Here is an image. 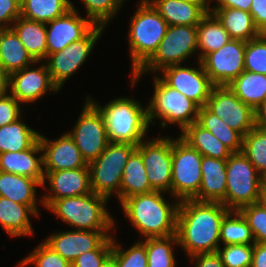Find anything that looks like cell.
I'll return each instance as SVG.
<instances>
[{
	"instance_id": "681fc988",
	"label": "cell",
	"mask_w": 266,
	"mask_h": 267,
	"mask_svg": "<svg viewBox=\"0 0 266 267\" xmlns=\"http://www.w3.org/2000/svg\"><path fill=\"white\" fill-rule=\"evenodd\" d=\"M250 14L259 32L266 34V0H252Z\"/></svg>"
},
{
	"instance_id": "4316f807",
	"label": "cell",
	"mask_w": 266,
	"mask_h": 267,
	"mask_svg": "<svg viewBox=\"0 0 266 267\" xmlns=\"http://www.w3.org/2000/svg\"><path fill=\"white\" fill-rule=\"evenodd\" d=\"M39 215L29 206L0 196V225L11 237L33 235L30 216Z\"/></svg>"
},
{
	"instance_id": "db71d44e",
	"label": "cell",
	"mask_w": 266,
	"mask_h": 267,
	"mask_svg": "<svg viewBox=\"0 0 266 267\" xmlns=\"http://www.w3.org/2000/svg\"><path fill=\"white\" fill-rule=\"evenodd\" d=\"M255 128L266 132V96L254 110Z\"/></svg>"
},
{
	"instance_id": "9c48e42d",
	"label": "cell",
	"mask_w": 266,
	"mask_h": 267,
	"mask_svg": "<svg viewBox=\"0 0 266 267\" xmlns=\"http://www.w3.org/2000/svg\"><path fill=\"white\" fill-rule=\"evenodd\" d=\"M137 146L128 143L109 142L103 153L88 164L92 192L106 197L113 195L119 200L123 170Z\"/></svg>"
},
{
	"instance_id": "ba28073f",
	"label": "cell",
	"mask_w": 266,
	"mask_h": 267,
	"mask_svg": "<svg viewBox=\"0 0 266 267\" xmlns=\"http://www.w3.org/2000/svg\"><path fill=\"white\" fill-rule=\"evenodd\" d=\"M154 93L147 106L149 124H156L153 119H162L161 126L175 124L181 132L198 119L199 106L180 93L168 86L159 75H155Z\"/></svg>"
},
{
	"instance_id": "60d3db41",
	"label": "cell",
	"mask_w": 266,
	"mask_h": 267,
	"mask_svg": "<svg viewBox=\"0 0 266 267\" xmlns=\"http://www.w3.org/2000/svg\"><path fill=\"white\" fill-rule=\"evenodd\" d=\"M82 2L86 9L87 18L95 25L105 28L124 4L121 0H82Z\"/></svg>"
},
{
	"instance_id": "e575fe53",
	"label": "cell",
	"mask_w": 266,
	"mask_h": 267,
	"mask_svg": "<svg viewBox=\"0 0 266 267\" xmlns=\"http://www.w3.org/2000/svg\"><path fill=\"white\" fill-rule=\"evenodd\" d=\"M197 122L209 130L232 153L242 152L243 136L227 126L206 106L199 107Z\"/></svg>"
},
{
	"instance_id": "d4e9b609",
	"label": "cell",
	"mask_w": 266,
	"mask_h": 267,
	"mask_svg": "<svg viewBox=\"0 0 266 267\" xmlns=\"http://www.w3.org/2000/svg\"><path fill=\"white\" fill-rule=\"evenodd\" d=\"M40 63L27 52L16 32L10 28H0V71L7 78L23 68Z\"/></svg>"
},
{
	"instance_id": "680465c9",
	"label": "cell",
	"mask_w": 266,
	"mask_h": 267,
	"mask_svg": "<svg viewBox=\"0 0 266 267\" xmlns=\"http://www.w3.org/2000/svg\"><path fill=\"white\" fill-rule=\"evenodd\" d=\"M103 267H116V265L111 259H109Z\"/></svg>"
},
{
	"instance_id": "3957f363",
	"label": "cell",
	"mask_w": 266,
	"mask_h": 267,
	"mask_svg": "<svg viewBox=\"0 0 266 267\" xmlns=\"http://www.w3.org/2000/svg\"><path fill=\"white\" fill-rule=\"evenodd\" d=\"M87 99L102 114L107 138L113 143L139 145L149 130L148 111L140 101L133 98L119 97L106 105H99L92 97Z\"/></svg>"
},
{
	"instance_id": "d590c367",
	"label": "cell",
	"mask_w": 266,
	"mask_h": 267,
	"mask_svg": "<svg viewBox=\"0 0 266 267\" xmlns=\"http://www.w3.org/2000/svg\"><path fill=\"white\" fill-rule=\"evenodd\" d=\"M21 16L47 23L61 17L71 9L70 0H21Z\"/></svg>"
},
{
	"instance_id": "7bdbcfd3",
	"label": "cell",
	"mask_w": 266,
	"mask_h": 267,
	"mask_svg": "<svg viewBox=\"0 0 266 267\" xmlns=\"http://www.w3.org/2000/svg\"><path fill=\"white\" fill-rule=\"evenodd\" d=\"M30 264H34L33 266L35 267H72L71 263L53 251L44 242L35 247L26 258L20 260L18 267H25Z\"/></svg>"
},
{
	"instance_id": "ab89813d",
	"label": "cell",
	"mask_w": 266,
	"mask_h": 267,
	"mask_svg": "<svg viewBox=\"0 0 266 267\" xmlns=\"http://www.w3.org/2000/svg\"><path fill=\"white\" fill-rule=\"evenodd\" d=\"M110 259L116 267H147L146 246L141 242H135L127 250H123L120 243L112 237V252Z\"/></svg>"
},
{
	"instance_id": "4dcf8cb0",
	"label": "cell",
	"mask_w": 266,
	"mask_h": 267,
	"mask_svg": "<svg viewBox=\"0 0 266 267\" xmlns=\"http://www.w3.org/2000/svg\"><path fill=\"white\" fill-rule=\"evenodd\" d=\"M154 191L151 187L141 154L135 150L129 157L123 170L119 203L133 195L144 194Z\"/></svg>"
},
{
	"instance_id": "f907efd6",
	"label": "cell",
	"mask_w": 266,
	"mask_h": 267,
	"mask_svg": "<svg viewBox=\"0 0 266 267\" xmlns=\"http://www.w3.org/2000/svg\"><path fill=\"white\" fill-rule=\"evenodd\" d=\"M188 258L194 262V267H224L217 252L197 254Z\"/></svg>"
},
{
	"instance_id": "cb8c5ba5",
	"label": "cell",
	"mask_w": 266,
	"mask_h": 267,
	"mask_svg": "<svg viewBox=\"0 0 266 267\" xmlns=\"http://www.w3.org/2000/svg\"><path fill=\"white\" fill-rule=\"evenodd\" d=\"M168 26L198 25L209 9L196 0H148Z\"/></svg>"
},
{
	"instance_id": "8992f818",
	"label": "cell",
	"mask_w": 266,
	"mask_h": 267,
	"mask_svg": "<svg viewBox=\"0 0 266 267\" xmlns=\"http://www.w3.org/2000/svg\"><path fill=\"white\" fill-rule=\"evenodd\" d=\"M197 25L168 26L165 36L154 54L132 75L133 85L148 71L160 72L172 65H181L197 54Z\"/></svg>"
},
{
	"instance_id": "484cf974",
	"label": "cell",
	"mask_w": 266,
	"mask_h": 267,
	"mask_svg": "<svg viewBox=\"0 0 266 267\" xmlns=\"http://www.w3.org/2000/svg\"><path fill=\"white\" fill-rule=\"evenodd\" d=\"M42 184L32 178L0 171V196L15 203L29 205L39 216L37 210L36 188Z\"/></svg>"
},
{
	"instance_id": "f6af8a7d",
	"label": "cell",
	"mask_w": 266,
	"mask_h": 267,
	"mask_svg": "<svg viewBox=\"0 0 266 267\" xmlns=\"http://www.w3.org/2000/svg\"><path fill=\"white\" fill-rule=\"evenodd\" d=\"M239 211L247 220L255 243H266V207L262 202L247 205Z\"/></svg>"
},
{
	"instance_id": "2e32d148",
	"label": "cell",
	"mask_w": 266,
	"mask_h": 267,
	"mask_svg": "<svg viewBox=\"0 0 266 267\" xmlns=\"http://www.w3.org/2000/svg\"><path fill=\"white\" fill-rule=\"evenodd\" d=\"M199 67L172 65L164 68L159 76L168 86L178 90L187 98L194 101L199 107L206 106L210 92L214 87L209 76L205 73L202 62Z\"/></svg>"
},
{
	"instance_id": "e0dca14e",
	"label": "cell",
	"mask_w": 266,
	"mask_h": 267,
	"mask_svg": "<svg viewBox=\"0 0 266 267\" xmlns=\"http://www.w3.org/2000/svg\"><path fill=\"white\" fill-rule=\"evenodd\" d=\"M27 66L6 78V90L20 103L28 104L40 100L48 91L58 93L46 63L31 69Z\"/></svg>"
},
{
	"instance_id": "277c9868",
	"label": "cell",
	"mask_w": 266,
	"mask_h": 267,
	"mask_svg": "<svg viewBox=\"0 0 266 267\" xmlns=\"http://www.w3.org/2000/svg\"><path fill=\"white\" fill-rule=\"evenodd\" d=\"M106 197L90 193L54 200L47 209L75 230L112 231L115 224L106 209Z\"/></svg>"
},
{
	"instance_id": "6da1fadb",
	"label": "cell",
	"mask_w": 266,
	"mask_h": 267,
	"mask_svg": "<svg viewBox=\"0 0 266 267\" xmlns=\"http://www.w3.org/2000/svg\"><path fill=\"white\" fill-rule=\"evenodd\" d=\"M230 210L220 202L181 200L177 213L178 246L186 255L217 252L224 216Z\"/></svg>"
},
{
	"instance_id": "44dd1931",
	"label": "cell",
	"mask_w": 266,
	"mask_h": 267,
	"mask_svg": "<svg viewBox=\"0 0 266 267\" xmlns=\"http://www.w3.org/2000/svg\"><path fill=\"white\" fill-rule=\"evenodd\" d=\"M39 141L43 150V171L89 167L73 138L67 132L54 141L40 134Z\"/></svg>"
},
{
	"instance_id": "ac0fdd59",
	"label": "cell",
	"mask_w": 266,
	"mask_h": 267,
	"mask_svg": "<svg viewBox=\"0 0 266 267\" xmlns=\"http://www.w3.org/2000/svg\"><path fill=\"white\" fill-rule=\"evenodd\" d=\"M78 12L71 2V9L66 14L46 23L47 57L81 40L96 26Z\"/></svg>"
},
{
	"instance_id": "bcb514c9",
	"label": "cell",
	"mask_w": 266,
	"mask_h": 267,
	"mask_svg": "<svg viewBox=\"0 0 266 267\" xmlns=\"http://www.w3.org/2000/svg\"><path fill=\"white\" fill-rule=\"evenodd\" d=\"M112 237H108L96 250L84 252L71 264L72 267H103L110 259Z\"/></svg>"
},
{
	"instance_id": "603a6c76",
	"label": "cell",
	"mask_w": 266,
	"mask_h": 267,
	"mask_svg": "<svg viewBox=\"0 0 266 267\" xmlns=\"http://www.w3.org/2000/svg\"><path fill=\"white\" fill-rule=\"evenodd\" d=\"M227 160L202 156L201 186L192 198L199 202H222L226 196Z\"/></svg>"
},
{
	"instance_id": "74e56055",
	"label": "cell",
	"mask_w": 266,
	"mask_h": 267,
	"mask_svg": "<svg viewBox=\"0 0 266 267\" xmlns=\"http://www.w3.org/2000/svg\"><path fill=\"white\" fill-rule=\"evenodd\" d=\"M146 246L147 267H175L174 245L178 244L177 235L146 238L141 241ZM175 243V244H174Z\"/></svg>"
},
{
	"instance_id": "f35d334b",
	"label": "cell",
	"mask_w": 266,
	"mask_h": 267,
	"mask_svg": "<svg viewBox=\"0 0 266 267\" xmlns=\"http://www.w3.org/2000/svg\"><path fill=\"white\" fill-rule=\"evenodd\" d=\"M242 153L266 181V132L255 127L250 130L243 137Z\"/></svg>"
},
{
	"instance_id": "30bf717a",
	"label": "cell",
	"mask_w": 266,
	"mask_h": 267,
	"mask_svg": "<svg viewBox=\"0 0 266 267\" xmlns=\"http://www.w3.org/2000/svg\"><path fill=\"white\" fill-rule=\"evenodd\" d=\"M202 155L180 137L172 139L171 194L179 201L192 199L201 186Z\"/></svg>"
},
{
	"instance_id": "8fae6325",
	"label": "cell",
	"mask_w": 266,
	"mask_h": 267,
	"mask_svg": "<svg viewBox=\"0 0 266 267\" xmlns=\"http://www.w3.org/2000/svg\"><path fill=\"white\" fill-rule=\"evenodd\" d=\"M85 102L74 128L67 132L89 164L103 153L109 140L102 114L87 98Z\"/></svg>"
},
{
	"instance_id": "d6a6232c",
	"label": "cell",
	"mask_w": 266,
	"mask_h": 267,
	"mask_svg": "<svg viewBox=\"0 0 266 267\" xmlns=\"http://www.w3.org/2000/svg\"><path fill=\"white\" fill-rule=\"evenodd\" d=\"M228 87L243 103L255 110L266 96V75L244 70Z\"/></svg>"
},
{
	"instance_id": "f1b7e54d",
	"label": "cell",
	"mask_w": 266,
	"mask_h": 267,
	"mask_svg": "<svg viewBox=\"0 0 266 267\" xmlns=\"http://www.w3.org/2000/svg\"><path fill=\"white\" fill-rule=\"evenodd\" d=\"M11 28L35 61L44 62L47 59L46 23L20 16Z\"/></svg>"
},
{
	"instance_id": "6f0895ef",
	"label": "cell",
	"mask_w": 266,
	"mask_h": 267,
	"mask_svg": "<svg viewBox=\"0 0 266 267\" xmlns=\"http://www.w3.org/2000/svg\"><path fill=\"white\" fill-rule=\"evenodd\" d=\"M198 2H201L203 5H205L208 9L210 8V2L212 3L213 0H196Z\"/></svg>"
},
{
	"instance_id": "d6986e66",
	"label": "cell",
	"mask_w": 266,
	"mask_h": 267,
	"mask_svg": "<svg viewBox=\"0 0 266 267\" xmlns=\"http://www.w3.org/2000/svg\"><path fill=\"white\" fill-rule=\"evenodd\" d=\"M42 186L46 189L48 180L50 194L40 198L45 209L54 201L65 197H76L92 193L89 167L71 170L44 171Z\"/></svg>"
},
{
	"instance_id": "9f6ffc18",
	"label": "cell",
	"mask_w": 266,
	"mask_h": 267,
	"mask_svg": "<svg viewBox=\"0 0 266 267\" xmlns=\"http://www.w3.org/2000/svg\"><path fill=\"white\" fill-rule=\"evenodd\" d=\"M260 201L266 207V185L263 186Z\"/></svg>"
},
{
	"instance_id": "ee69618b",
	"label": "cell",
	"mask_w": 266,
	"mask_h": 267,
	"mask_svg": "<svg viewBox=\"0 0 266 267\" xmlns=\"http://www.w3.org/2000/svg\"><path fill=\"white\" fill-rule=\"evenodd\" d=\"M217 253L224 267H251L253 244L224 245Z\"/></svg>"
},
{
	"instance_id": "7402d4cb",
	"label": "cell",
	"mask_w": 266,
	"mask_h": 267,
	"mask_svg": "<svg viewBox=\"0 0 266 267\" xmlns=\"http://www.w3.org/2000/svg\"><path fill=\"white\" fill-rule=\"evenodd\" d=\"M35 155L39 157L37 158ZM0 171L36 179L43 184L45 176L40 141L38 140L31 148L23 151L1 153Z\"/></svg>"
},
{
	"instance_id": "b9f144b4",
	"label": "cell",
	"mask_w": 266,
	"mask_h": 267,
	"mask_svg": "<svg viewBox=\"0 0 266 267\" xmlns=\"http://www.w3.org/2000/svg\"><path fill=\"white\" fill-rule=\"evenodd\" d=\"M244 69L266 75V34L246 42Z\"/></svg>"
},
{
	"instance_id": "7dc6e473",
	"label": "cell",
	"mask_w": 266,
	"mask_h": 267,
	"mask_svg": "<svg viewBox=\"0 0 266 267\" xmlns=\"http://www.w3.org/2000/svg\"><path fill=\"white\" fill-rule=\"evenodd\" d=\"M20 103L7 90L0 94V127L15 122L22 116Z\"/></svg>"
},
{
	"instance_id": "836d02e7",
	"label": "cell",
	"mask_w": 266,
	"mask_h": 267,
	"mask_svg": "<svg viewBox=\"0 0 266 267\" xmlns=\"http://www.w3.org/2000/svg\"><path fill=\"white\" fill-rule=\"evenodd\" d=\"M22 119L21 116L15 122L0 127V154L29 149L39 140L40 133L28 127Z\"/></svg>"
},
{
	"instance_id": "f5cc1de1",
	"label": "cell",
	"mask_w": 266,
	"mask_h": 267,
	"mask_svg": "<svg viewBox=\"0 0 266 267\" xmlns=\"http://www.w3.org/2000/svg\"><path fill=\"white\" fill-rule=\"evenodd\" d=\"M251 267H266V243L253 244Z\"/></svg>"
},
{
	"instance_id": "1f68e13d",
	"label": "cell",
	"mask_w": 266,
	"mask_h": 267,
	"mask_svg": "<svg viewBox=\"0 0 266 267\" xmlns=\"http://www.w3.org/2000/svg\"><path fill=\"white\" fill-rule=\"evenodd\" d=\"M231 40L228 32L220 21L210 11L202 18L197 25V60H202L207 54L219 50Z\"/></svg>"
},
{
	"instance_id": "52a82bcc",
	"label": "cell",
	"mask_w": 266,
	"mask_h": 267,
	"mask_svg": "<svg viewBox=\"0 0 266 267\" xmlns=\"http://www.w3.org/2000/svg\"><path fill=\"white\" fill-rule=\"evenodd\" d=\"M226 196L221 202L229 210L259 202L265 180L242 153H232L226 163Z\"/></svg>"
},
{
	"instance_id": "9a60e30c",
	"label": "cell",
	"mask_w": 266,
	"mask_h": 267,
	"mask_svg": "<svg viewBox=\"0 0 266 267\" xmlns=\"http://www.w3.org/2000/svg\"><path fill=\"white\" fill-rule=\"evenodd\" d=\"M245 49V41L231 39L201 60L205 73L214 86H227L245 70Z\"/></svg>"
},
{
	"instance_id": "816d5d0a",
	"label": "cell",
	"mask_w": 266,
	"mask_h": 267,
	"mask_svg": "<svg viewBox=\"0 0 266 267\" xmlns=\"http://www.w3.org/2000/svg\"><path fill=\"white\" fill-rule=\"evenodd\" d=\"M217 2V6L210 8H234L250 12L252 0H213Z\"/></svg>"
},
{
	"instance_id": "83f0119b",
	"label": "cell",
	"mask_w": 266,
	"mask_h": 267,
	"mask_svg": "<svg viewBox=\"0 0 266 267\" xmlns=\"http://www.w3.org/2000/svg\"><path fill=\"white\" fill-rule=\"evenodd\" d=\"M209 11L220 21L231 39L247 42L261 34L250 12L234 8H209Z\"/></svg>"
},
{
	"instance_id": "7c38bea8",
	"label": "cell",
	"mask_w": 266,
	"mask_h": 267,
	"mask_svg": "<svg viewBox=\"0 0 266 267\" xmlns=\"http://www.w3.org/2000/svg\"><path fill=\"white\" fill-rule=\"evenodd\" d=\"M103 26L96 25L84 38L70 43L59 52L50 54L46 59L53 83L61 89L69 79L85 63L96 42L104 31Z\"/></svg>"
},
{
	"instance_id": "c3c4849f",
	"label": "cell",
	"mask_w": 266,
	"mask_h": 267,
	"mask_svg": "<svg viewBox=\"0 0 266 267\" xmlns=\"http://www.w3.org/2000/svg\"><path fill=\"white\" fill-rule=\"evenodd\" d=\"M20 2L21 0H0V28H10L21 16Z\"/></svg>"
},
{
	"instance_id": "5b68a950",
	"label": "cell",
	"mask_w": 266,
	"mask_h": 267,
	"mask_svg": "<svg viewBox=\"0 0 266 267\" xmlns=\"http://www.w3.org/2000/svg\"><path fill=\"white\" fill-rule=\"evenodd\" d=\"M129 24V51L133 75L157 50L168 24L148 0H140Z\"/></svg>"
},
{
	"instance_id": "f546056e",
	"label": "cell",
	"mask_w": 266,
	"mask_h": 267,
	"mask_svg": "<svg viewBox=\"0 0 266 267\" xmlns=\"http://www.w3.org/2000/svg\"><path fill=\"white\" fill-rule=\"evenodd\" d=\"M179 137L202 156L227 160L232 154L223 143L197 121L187 126Z\"/></svg>"
},
{
	"instance_id": "4fadbf2b",
	"label": "cell",
	"mask_w": 266,
	"mask_h": 267,
	"mask_svg": "<svg viewBox=\"0 0 266 267\" xmlns=\"http://www.w3.org/2000/svg\"><path fill=\"white\" fill-rule=\"evenodd\" d=\"M136 150L141 154L146 175L154 190L171 193L172 138L144 139Z\"/></svg>"
},
{
	"instance_id": "7a4b0ae2",
	"label": "cell",
	"mask_w": 266,
	"mask_h": 267,
	"mask_svg": "<svg viewBox=\"0 0 266 267\" xmlns=\"http://www.w3.org/2000/svg\"><path fill=\"white\" fill-rule=\"evenodd\" d=\"M165 193L154 190L137 194L126 198L120 204L124 214L143 239L176 234L180 201L175 198V203L170 204V201L165 200Z\"/></svg>"
},
{
	"instance_id": "5bb4252c",
	"label": "cell",
	"mask_w": 266,
	"mask_h": 267,
	"mask_svg": "<svg viewBox=\"0 0 266 267\" xmlns=\"http://www.w3.org/2000/svg\"><path fill=\"white\" fill-rule=\"evenodd\" d=\"M206 107L243 137L255 127L254 110L227 86H214Z\"/></svg>"
},
{
	"instance_id": "8d00e7d4",
	"label": "cell",
	"mask_w": 266,
	"mask_h": 267,
	"mask_svg": "<svg viewBox=\"0 0 266 267\" xmlns=\"http://www.w3.org/2000/svg\"><path fill=\"white\" fill-rule=\"evenodd\" d=\"M224 245L255 244L247 220L240 211L230 210L221 223L220 243Z\"/></svg>"
},
{
	"instance_id": "11a10c76",
	"label": "cell",
	"mask_w": 266,
	"mask_h": 267,
	"mask_svg": "<svg viewBox=\"0 0 266 267\" xmlns=\"http://www.w3.org/2000/svg\"><path fill=\"white\" fill-rule=\"evenodd\" d=\"M6 90V77L0 71V94Z\"/></svg>"
},
{
	"instance_id": "ffe728a7",
	"label": "cell",
	"mask_w": 266,
	"mask_h": 267,
	"mask_svg": "<svg viewBox=\"0 0 266 267\" xmlns=\"http://www.w3.org/2000/svg\"><path fill=\"white\" fill-rule=\"evenodd\" d=\"M108 237H113L109 231L73 229L54 232L43 242L72 264L84 252L96 250Z\"/></svg>"
}]
</instances>
